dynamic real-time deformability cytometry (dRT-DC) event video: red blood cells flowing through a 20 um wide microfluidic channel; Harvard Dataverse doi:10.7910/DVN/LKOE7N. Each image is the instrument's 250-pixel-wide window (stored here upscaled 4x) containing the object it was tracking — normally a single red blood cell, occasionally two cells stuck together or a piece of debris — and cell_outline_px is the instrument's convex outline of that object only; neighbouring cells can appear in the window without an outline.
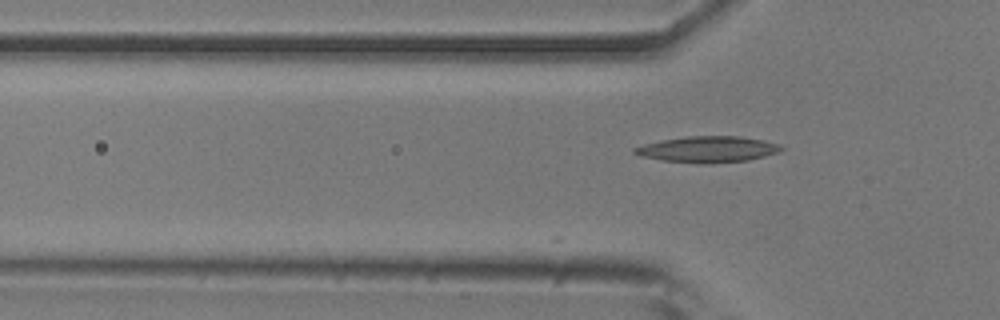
{"species": "common noctule bat (a hibernating species)", "species_latin": "Nyctalus noctula", "temperature_condition": "room temperature", "stored_images_in_passage": 13, "camera_frame_rate_fps": 3000, "um_per_image_px": 0.085, "animal": {"sex": "male", "body_mass_g": 20.5, "forearm_length_mm": 52.5}, "frame": {"image": 1, "passage_image": 13, "time_ms": 4.0, "image_size_px": [1000, 320], "cell_outline_px": [[784, 148], [780, 152], [748, 160], [704, 164], [700, 164], [660, 160], [640, 156], [632, 152], [632, 148], [644, 144], [660, 140], [684, 136], [740, 136], [764, 140], [780, 144]], "centroid_in_image_um": [60.14, 12.69], "position_along_channel_um": 65.7, "area_um2": 22.6}}